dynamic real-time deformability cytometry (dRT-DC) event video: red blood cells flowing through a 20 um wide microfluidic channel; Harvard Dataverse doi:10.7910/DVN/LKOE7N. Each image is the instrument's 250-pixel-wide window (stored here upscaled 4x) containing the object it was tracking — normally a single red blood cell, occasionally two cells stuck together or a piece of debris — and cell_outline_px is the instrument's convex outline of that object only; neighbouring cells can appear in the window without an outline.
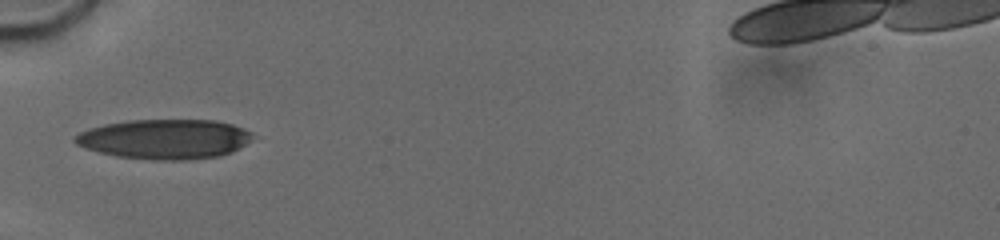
{"species": "human", "species_latin": "Homo sapiens", "temperature_condition": "cold", "stored_images_in_passage": 2, "camera_frame_rate_fps": 3000, "um_per_image_px": 0.085, "donor": {"sex": "male"}, "frame": {"image": 1, "passage_image": 1, "time_ms": 0.0, "image_size_px": [1000, 240], "cell_outline_px": [[252, 136], [244, 144], [232, 152], [216, 156], [180, 160], [156, 160], [116, 156], [100, 152], [76, 144], [72, 140], [80, 132], [88, 128], [104, 124], [128, 120], [216, 120], [232, 124], [244, 128], [252, 132]], "centroid_in_image_um": [13.98, 11.81], "position_along_channel_um": 71.0, "area_um2": 40.86}}